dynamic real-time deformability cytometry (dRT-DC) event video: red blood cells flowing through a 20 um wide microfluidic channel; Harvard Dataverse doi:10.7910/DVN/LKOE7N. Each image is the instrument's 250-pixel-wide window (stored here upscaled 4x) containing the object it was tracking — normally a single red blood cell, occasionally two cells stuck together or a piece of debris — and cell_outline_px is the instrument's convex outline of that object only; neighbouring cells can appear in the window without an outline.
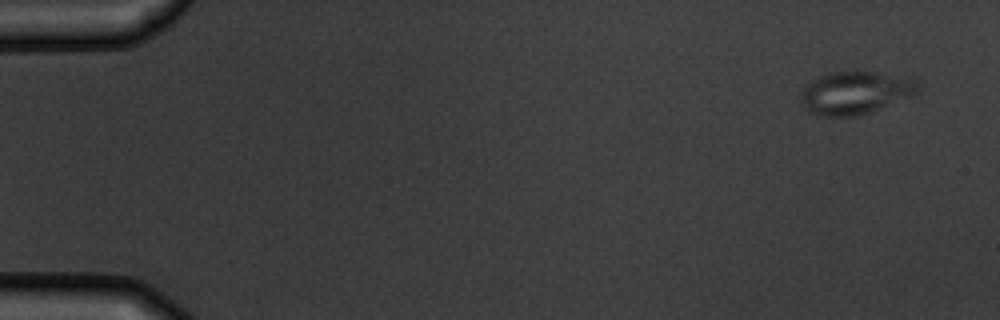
{"species": "common noctule bat (a hibernating species)", "species_latin": "Nyctalus noctula", "temperature_condition": "warm", "stored_images_in_passage": 4, "camera_frame_rate_fps": 3000, "um_per_image_px": 0.085, "animal": {"sex": "male", "body_mass_g": 19.5, "forearm_length_mm": 54.6}, "frame": {"image": 1, "passage_image": 1, "time_ms": 0.0, "image_size_px": [1000, 320], "cell_outline_px": [[916, 92], [912, 96], [868, 112], [856, 116], [820, 116], [808, 112], [804, 108], [800, 100], [800, 92], [804, 84], [828, 72], [856, 68], [916, 76]], "centroid_in_image_um": [72.68, 7.81], "position_along_channel_um": 12.3, "area_um2": 30.46}}